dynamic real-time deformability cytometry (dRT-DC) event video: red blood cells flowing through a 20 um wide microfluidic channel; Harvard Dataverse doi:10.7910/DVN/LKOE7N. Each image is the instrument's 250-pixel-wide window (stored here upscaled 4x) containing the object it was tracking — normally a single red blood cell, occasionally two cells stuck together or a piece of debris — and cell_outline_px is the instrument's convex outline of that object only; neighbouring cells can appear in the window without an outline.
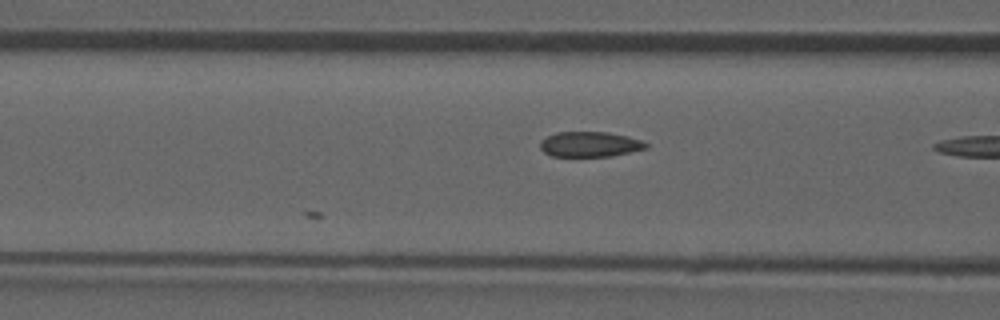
{"species": "common noctule bat (a hibernating species)", "species_latin": "Nyctalus noctula", "temperature_condition": "room temperature", "stored_images_in_passage": 5, "camera_frame_rate_fps": 3000, "um_per_image_px": 0.085, "animal": {"sex": "male", "forearm_length_mm": 52.5}, "frame": {"image": 1, "passage_image": 5, "time_ms": 1.333, "image_size_px": [1000, 320], "cell_outline_px": [[648, 148], [612, 156], [552, 156], [544, 152], [540, 148], [540, 140], [556, 132], [608, 132], [628, 136], [640, 140], [648, 144]], "centroid_in_image_um": [50.14, 12.26], "position_along_channel_um": 116.5, "area_um2": 15.55}}